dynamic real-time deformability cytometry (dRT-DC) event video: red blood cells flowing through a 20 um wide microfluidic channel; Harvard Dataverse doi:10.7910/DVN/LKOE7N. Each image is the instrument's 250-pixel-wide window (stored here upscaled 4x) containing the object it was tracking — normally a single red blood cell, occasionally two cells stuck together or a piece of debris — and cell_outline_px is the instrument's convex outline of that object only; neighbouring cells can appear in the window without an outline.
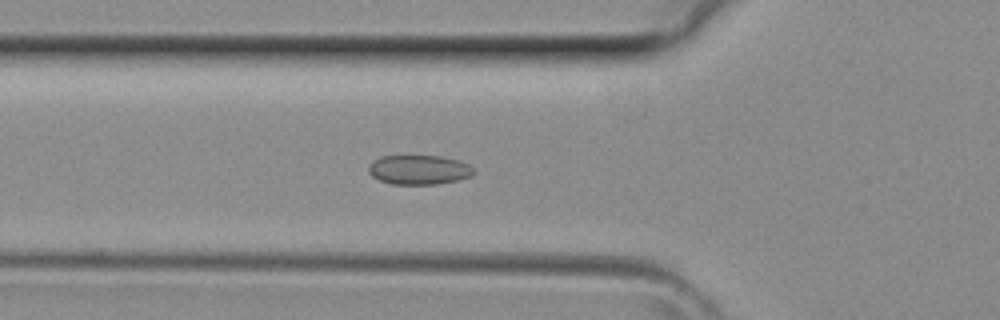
{"species": "common noctule bat (a hibernating species)", "species_latin": "Nyctalus noctula", "temperature_condition": "room temperature", "stored_images_in_passage": 41, "camera_frame_rate_fps": 3000, "um_per_image_px": 0.085, "animal": {"sex": "female", "body_mass_g": 29.2, "forearm_length_mm": 56.3}, "frame": {"image": 1, "passage_image": 13, "time_ms": 4.0, "image_size_px": [1000, 320], "cell_outline_px": [[476, 172], [472, 176], [460, 180], [440, 184], [392, 184], [380, 180], [372, 176], [368, 172], [368, 164], [372, 160], [380, 156], [440, 156], [460, 160], [468, 164]], "centroid_in_image_um": [35.62, 14.43], "position_along_channel_um": 90.2, "area_um2": 18.32}}
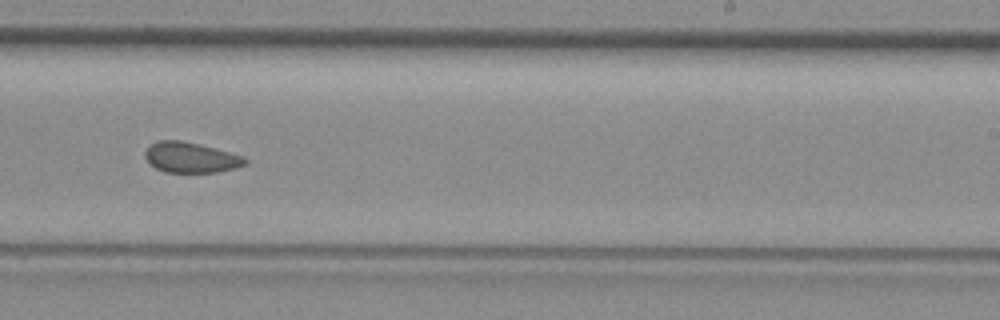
{"frame": {"image": 2, "passage_image": 24, "time_ms": 7.667, "image_size_px": [1000, 320], "cell_outline_px": [[248, 160], [244, 164], [232, 168], [216, 172], [164, 172], [156, 168], [144, 156], [144, 152], [152, 144], [160, 140], [180, 140], [200, 144], [244, 156]], "centroid_in_image_um": [16.21, 13.38], "position_along_channel_um": 272.8, "area_um2": 17.46}}
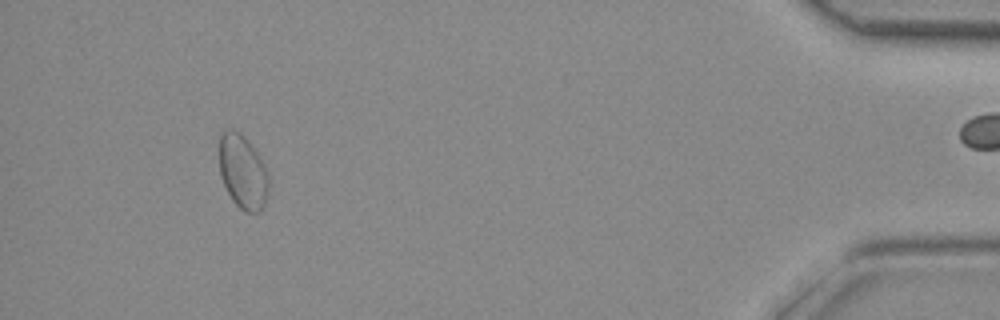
{"frame": {"image": 3, "passage_image": 37, "time_ms": 12.0, "image_size_px": [1000, 320], "cell_outline_px": [[268, 192], [264, 204], [260, 212], [244, 212], [232, 200], [220, 176], [220, 132], [224, 128], [232, 128], [240, 132], [252, 144], [260, 156], [268, 172]], "centroid_in_image_um": [20.64, 14.56], "position_along_channel_um": 414.6, "area_um2": 21.62}}